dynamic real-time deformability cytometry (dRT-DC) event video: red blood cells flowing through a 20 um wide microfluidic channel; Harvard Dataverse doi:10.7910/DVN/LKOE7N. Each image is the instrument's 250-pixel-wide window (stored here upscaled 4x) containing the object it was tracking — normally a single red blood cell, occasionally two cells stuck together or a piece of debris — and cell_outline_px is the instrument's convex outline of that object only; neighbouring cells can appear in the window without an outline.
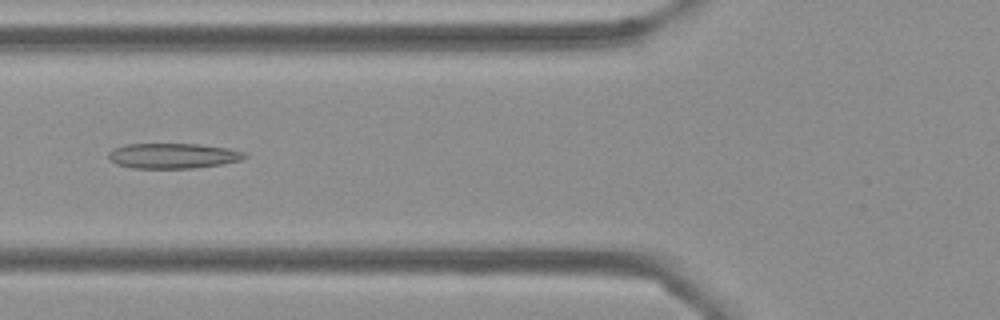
{"species": "Egyptian fruit bat (a non-hibernating species)", "species_latin": "Rousettus aegyptiacus", "temperature_condition": "cold", "stored_images_in_passage": 39, "camera_frame_rate_fps": 3000, "um_per_image_px": 0.085, "frame": {"image": 1, "passage_image": 5, "time_ms": 1.333, "image_size_px": [1000, 320], "cell_outline_px": [[248, 156], [240, 160], [220, 164], [192, 168], [132, 168], [116, 164], [108, 160], [108, 152], [112, 148], [124, 144], [200, 144], [228, 148], [244, 152]], "centroid_in_image_um": [14.64, 13.24], "position_along_channel_um": 111.2, "area_um2": 20.11}}
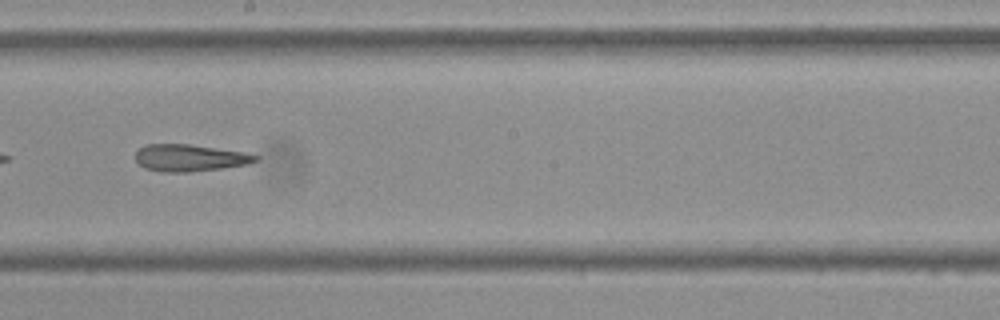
{"frame": {"image": 2, "passage_image": 15, "time_ms": 4.667, "image_size_px": [1000, 320], "cell_outline_px": [[260, 160], [248, 164], [220, 168], [188, 172], [164, 172], [144, 168], [136, 160], [136, 152], [140, 148], [148, 144], [188, 144], [244, 152], [260, 156]], "centroid_in_image_um": [16.15, 13.42], "position_along_channel_um": 232.0, "area_um2": 18.73}}
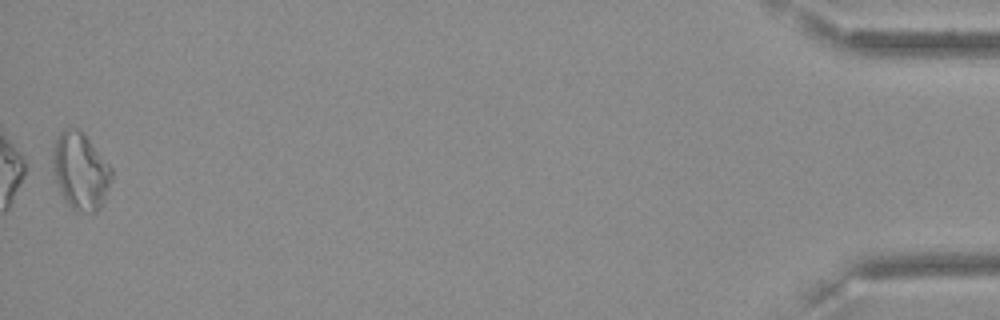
{"frame": {"image": 3, "passage_image": 39, "time_ms": 12.667, "image_size_px": [1000, 320], "cell_outline_px": [[112, 180], [104, 200], [100, 208], [96, 212], [92, 212], [72, 208], [68, 204], [60, 192], [56, 180], [56, 140], [60, 132], [64, 128], [76, 128], [84, 132], [112, 168]], "centroid_in_image_um": [6.91, 14.53], "position_along_channel_um": 428.3, "area_um2": 25.55}}